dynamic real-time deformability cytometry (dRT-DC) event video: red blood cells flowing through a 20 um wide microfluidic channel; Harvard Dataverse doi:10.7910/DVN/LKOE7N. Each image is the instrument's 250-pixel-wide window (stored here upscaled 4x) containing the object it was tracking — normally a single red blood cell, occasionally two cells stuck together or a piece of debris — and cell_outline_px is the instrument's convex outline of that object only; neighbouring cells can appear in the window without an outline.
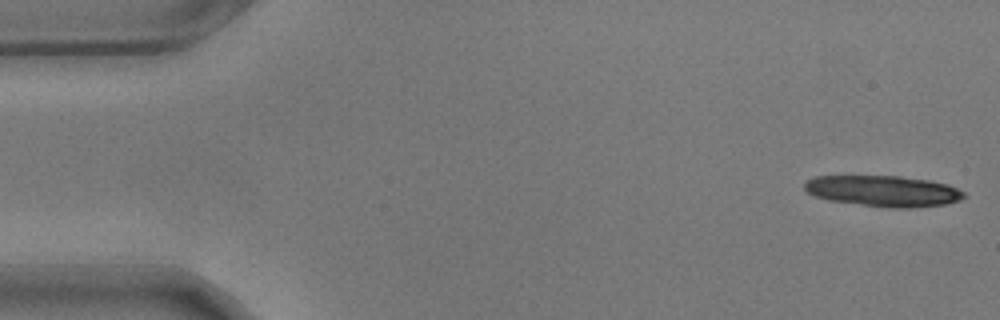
{"species": "common noctule bat (a hibernating species)", "species_latin": "Nyctalus noctula", "temperature_condition": "warm", "stored_images_in_passage": 32, "camera_frame_rate_fps": 3000, "um_per_image_px": 0.085, "animal": {"sex": "male", "body_mass_g": 17.9}, "frame": {"image": 1, "passage_image": 1, "time_ms": 0.0, "image_size_px": [1000, 320], "cell_outline_px": [[964, 196], [960, 200], [944, 204], [912, 208], [892, 208], [828, 200], [816, 196], [808, 192], [804, 188], [804, 184], [808, 180], [816, 176], [900, 176], [928, 180], [948, 184], [964, 192]], "centroid_in_image_um": [75.09, 16.23], "position_along_channel_um": 9.9, "area_um2": 28.55}}
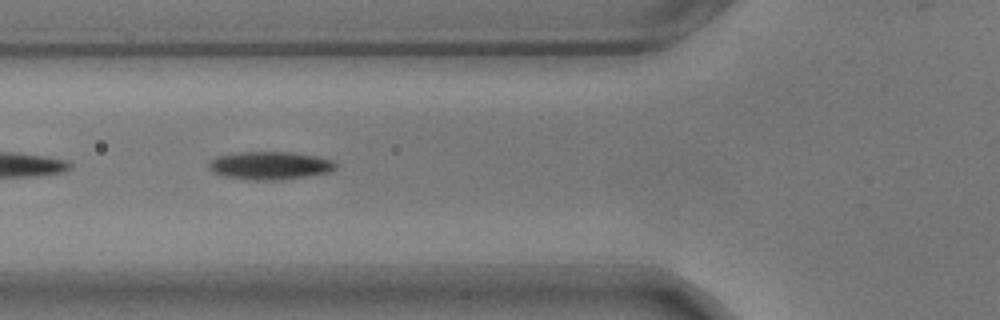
{"frame": {"image": 2, "passage_image": 20, "time_ms": 6.333, "image_size_px": [1000, 320], "cell_outline_px": [[336, 168], [328, 172], [304, 176], [272, 180], [256, 180], [224, 176], [212, 172], [208, 168], [208, 160], [216, 156], [240, 152], [288, 152], [316, 156], [332, 160], [336, 164]], "centroid_in_image_um": [22.87, 14.06], "position_along_channel_um": 102.9, "area_um2": 20.46}}
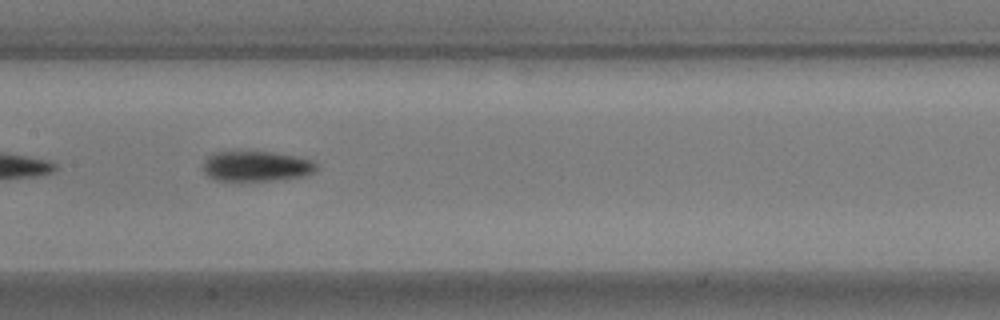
{"frame": {"image": 3, "passage_image": 27, "time_ms": 8.667, "image_size_px": [1000, 320], "cell_outline_px": [[320, 168], [316, 172], [308, 176], [276, 180], [216, 180], [208, 176], [204, 172], [204, 160], [212, 152], [236, 148], [240, 148], [272, 152], [296, 156], [312, 160]], "centroid_in_image_um": [21.79, 14.07], "position_along_channel_um": 185.6, "area_um2": 21.04}}